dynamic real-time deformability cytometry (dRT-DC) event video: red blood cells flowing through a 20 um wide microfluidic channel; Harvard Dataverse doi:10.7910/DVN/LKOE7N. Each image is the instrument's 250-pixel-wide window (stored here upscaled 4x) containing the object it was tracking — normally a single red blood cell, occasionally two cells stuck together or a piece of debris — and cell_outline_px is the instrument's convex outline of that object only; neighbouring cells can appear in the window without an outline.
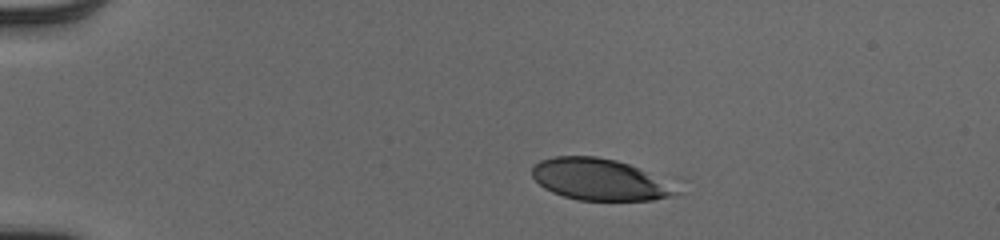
{"species": "human", "species_latin": "Homo sapiens", "temperature_condition": "cold", "stored_images_in_passage": 43, "camera_frame_rate_fps": 3000, "um_per_image_px": 0.085, "donor": {"sex": "male"}, "frame": {"image": 1, "passage_image": 1, "time_ms": 0.0, "image_size_px": [1000, 240], "cell_outline_px": [[676, 192], [672, 196], [652, 200], [576, 200], [552, 192], [544, 188], [532, 176], [532, 168], [540, 160], [556, 156], [596, 156], [616, 160], [628, 164], [644, 172]], "centroid_in_image_um": [50.77, 15.25], "position_along_channel_um": 34.2, "area_um2": 33.58}}
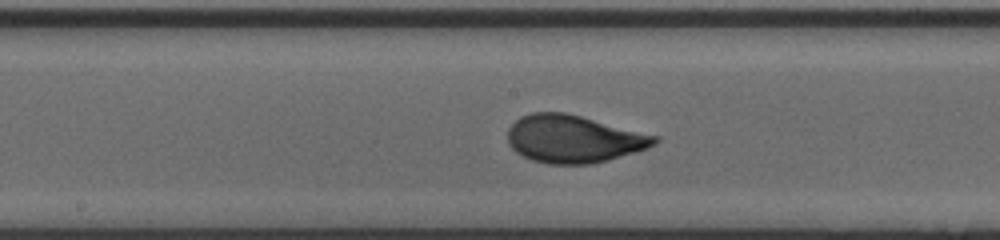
{"frame": {"image": 2, "passage_image": 19, "time_ms": 6.0, "image_size_px": [1000, 240], "cell_outline_px": [[660, 140], [644, 148], [608, 160], [588, 164], [548, 164], [532, 160], [516, 152], [508, 144], [508, 128], [520, 116], [532, 112], [564, 112], [660, 136]], "centroid_in_image_um": [48.71, 11.8], "position_along_channel_um": 199.5, "area_um2": 40.46}}
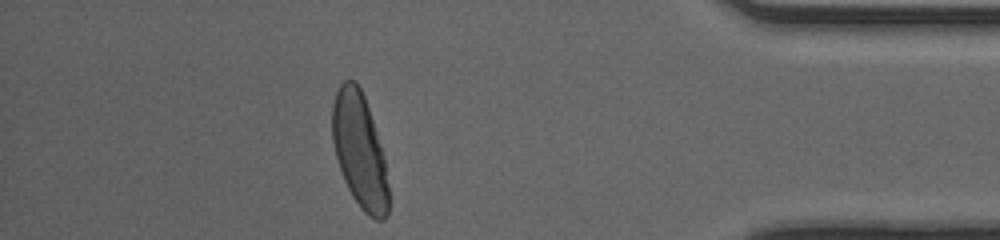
{"frame": {"image": 3, "passage_image": 37, "time_ms": 12.0, "image_size_px": [1000, 240], "cell_outline_px": [[388, 216], [384, 220], [376, 220], [368, 216], [360, 208], [352, 196], [344, 180], [336, 156], [332, 140], [332, 104], [336, 92], [340, 84], [344, 80], [356, 80], [364, 96], [372, 120], [384, 160], [388, 184]], "centroid_in_image_um": [30.55, 12.82], "position_along_channel_um": 404.7, "area_um2": 37.28}, "authors_computed_cell_mechanics": {"area_um2": 39.4774, "velocity_mm_per_s": 3.9751, "shape_relaxation_time_tau1_ms": 3.4254, "shape_relaxation_time_tau2_ms": null, "deformation_change_tau1": 0.1833, "deformation_change_tau2": null}}